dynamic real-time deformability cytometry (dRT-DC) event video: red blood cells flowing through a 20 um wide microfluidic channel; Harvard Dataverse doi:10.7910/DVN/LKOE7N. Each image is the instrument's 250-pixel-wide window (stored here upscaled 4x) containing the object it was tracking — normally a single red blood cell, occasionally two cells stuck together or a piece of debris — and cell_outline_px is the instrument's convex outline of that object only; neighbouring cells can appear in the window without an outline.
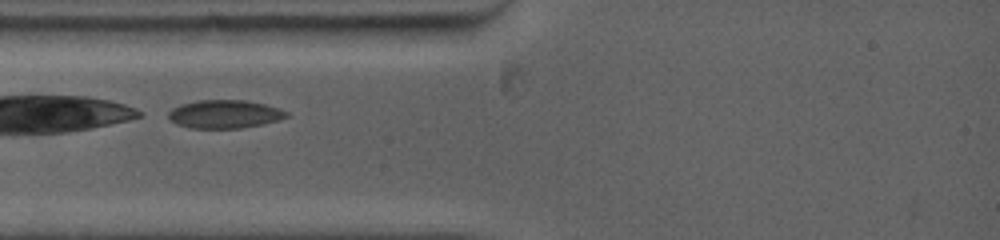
{"species": "common noctule bat (a hibernating species)", "species_latin": "Nyctalus noctula", "temperature_condition": "warm", "stored_images_in_passage": 2, "camera_frame_rate_fps": 5000, "um_per_image_px": 0.085, "animal": {"sex": "female", "body_mass_g": 19.0, "forearm_length_mm": 53.3}, "frame": {"image": 1, "passage_image": 1, "time_ms": 0.0, "image_size_px": [1000, 240], "cell_outline_px": [[288, 116], [280, 120], [264, 124], [240, 128], [188, 128], [176, 124], [168, 116], [168, 112], [172, 108], [180, 104], [200, 100], [244, 100], [264, 104], [280, 108], [288, 112]], "centroid_in_image_um": [19.1, 9.7], "position_along_channel_um": 65.9, "area_um2": 19.54}}